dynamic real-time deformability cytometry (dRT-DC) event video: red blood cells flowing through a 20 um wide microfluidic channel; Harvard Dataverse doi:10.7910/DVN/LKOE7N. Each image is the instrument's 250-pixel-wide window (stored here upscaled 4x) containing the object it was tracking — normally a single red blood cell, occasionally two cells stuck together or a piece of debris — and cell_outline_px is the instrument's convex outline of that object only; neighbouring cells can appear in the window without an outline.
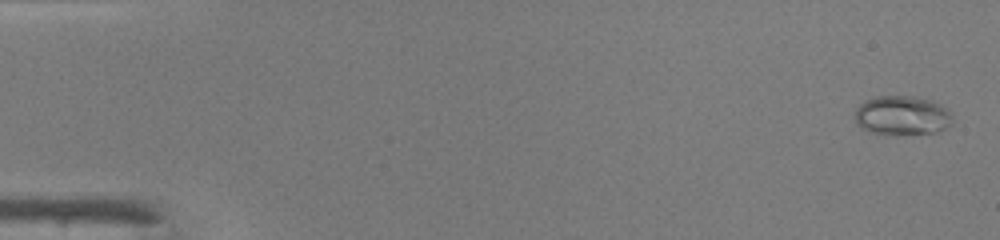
{"species": "common noctule bat (a hibernating species)", "species_latin": "Nyctalus noctula", "temperature_condition": "warm", "stored_images_in_passage": 48, "camera_frame_rate_fps": 3000, "um_per_image_px": 0.085, "animal": {"sex": "male", "body_mass_g": 19.0, "forearm_length_mm": 50.8}, "frame": {"image": 1, "passage_image": 2, "time_ms": 0.333, "image_size_px": [1000, 240], "cell_outline_px": [[952, 124], [936, 132], [896, 136], [888, 136], [868, 132], [860, 128], [856, 124], [856, 108], [860, 104], [876, 96], [912, 96], [932, 100], [948, 108], [952, 116]], "centroid_in_image_um": [76.68, 9.85], "position_along_channel_um": 8.3, "area_um2": 22.89}}
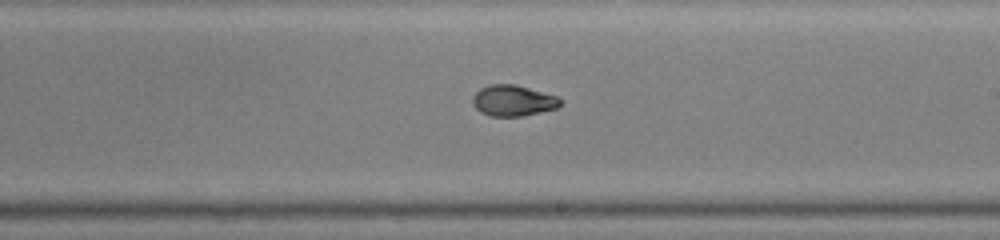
{"frame": {"image": 2, "passage_image": 29, "time_ms": 9.333, "image_size_px": [1000, 240], "cell_outline_px": [[560, 104], [556, 108], [524, 116], [488, 116], [480, 112], [472, 104], [472, 96], [480, 88], [492, 84], [516, 84], [556, 96], [560, 100]], "centroid_in_image_um": [43.56, 8.55], "position_along_channel_um": 245.4, "area_um2": 15.78}}
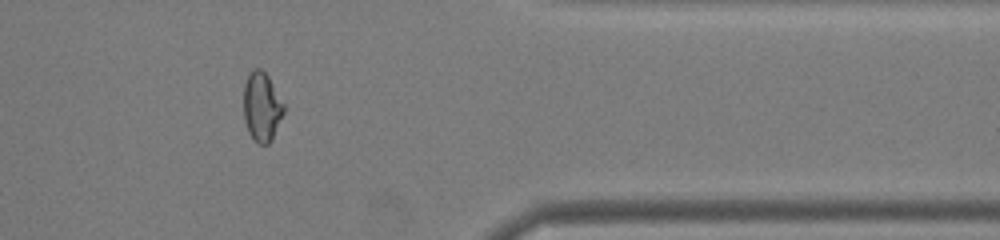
{"frame": {"image": 3, "passage_image": 40, "time_ms": 13.0, "image_size_px": [1000, 240], "cell_outline_px": [[284, 112], [272, 140], [268, 144], [260, 144], [248, 132], [244, 120], [244, 84], [252, 68], [260, 68], [268, 76], [284, 104]], "centroid_in_image_um": [22.25, 9.07], "position_along_channel_um": 389.2, "area_um2": 16.07}, "authors_computed_cell_mechanics": {"area_um2": 17.2822, "velocity_mm_per_s": 4.326, "shape_relaxation_time_tau1_ms": null, "shape_relaxation_time_tau2_ms": 1.4706, "deformation_change_tau1": null, "deformation_change_tau2": 0.0525}}